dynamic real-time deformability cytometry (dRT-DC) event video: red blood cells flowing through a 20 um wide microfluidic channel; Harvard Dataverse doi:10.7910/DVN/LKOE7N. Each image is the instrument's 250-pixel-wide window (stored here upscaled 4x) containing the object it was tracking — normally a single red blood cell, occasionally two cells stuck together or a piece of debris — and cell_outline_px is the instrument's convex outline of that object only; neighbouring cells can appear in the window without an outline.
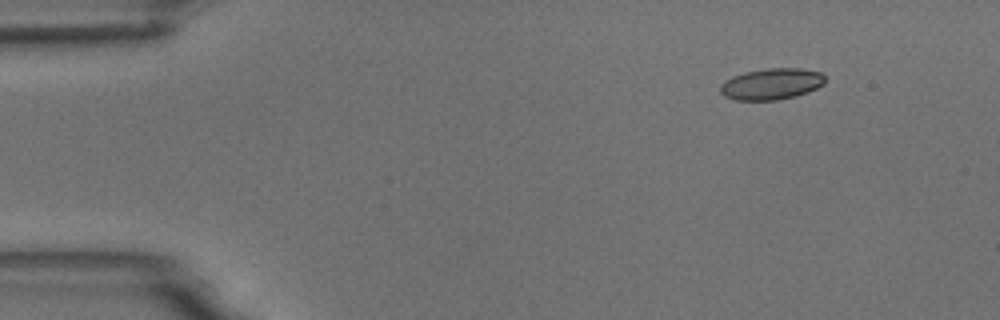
{"species": "common noctule bat (a hibernating species)", "species_latin": "Nyctalus noctula", "temperature_condition": "room temperature", "stored_images_in_passage": 4, "camera_frame_rate_fps": 3000, "um_per_image_px": 0.085, "animal": {"sex": "male", "body_mass_g": 18.8}, "frame": {"image": 1, "passage_image": 2, "time_ms": 1.0, "image_size_px": [1000, 320], "cell_outline_px": [[824, 84], [808, 92], [796, 96], [776, 100], [736, 100], [724, 96], [720, 92], [720, 84], [724, 80], [732, 76], [744, 72], [764, 68], [800, 68], [820, 72], [824, 76]], "centroid_in_image_um": [65.54, 7.13], "position_along_channel_um": 19.5, "area_um2": 19.25}}
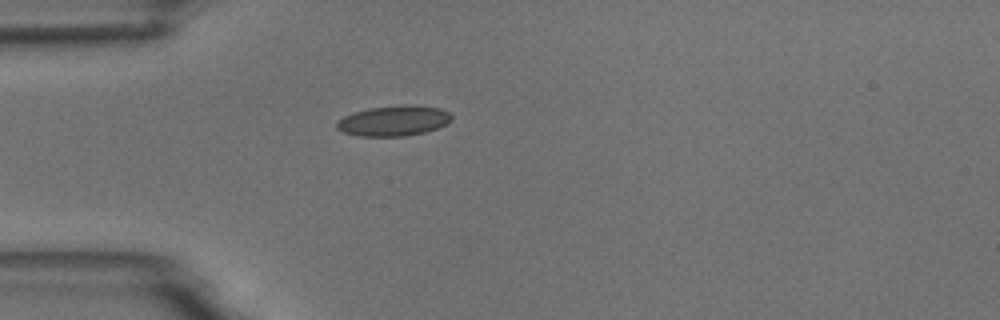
{"frame": {"image": 2, "passage_image": 4, "time_ms": 4.0, "image_size_px": [1000, 320], "cell_outline_px": [[452, 120], [436, 128], [424, 132], [404, 136], [360, 136], [344, 132], [336, 128], [336, 124], [344, 116], [352, 112], [372, 108], [404, 104], [416, 104], [440, 108], [448, 112], [452, 116]], "centroid_in_image_um": [33.48, 10.25], "position_along_channel_um": 51.5, "area_um2": 20.23}}